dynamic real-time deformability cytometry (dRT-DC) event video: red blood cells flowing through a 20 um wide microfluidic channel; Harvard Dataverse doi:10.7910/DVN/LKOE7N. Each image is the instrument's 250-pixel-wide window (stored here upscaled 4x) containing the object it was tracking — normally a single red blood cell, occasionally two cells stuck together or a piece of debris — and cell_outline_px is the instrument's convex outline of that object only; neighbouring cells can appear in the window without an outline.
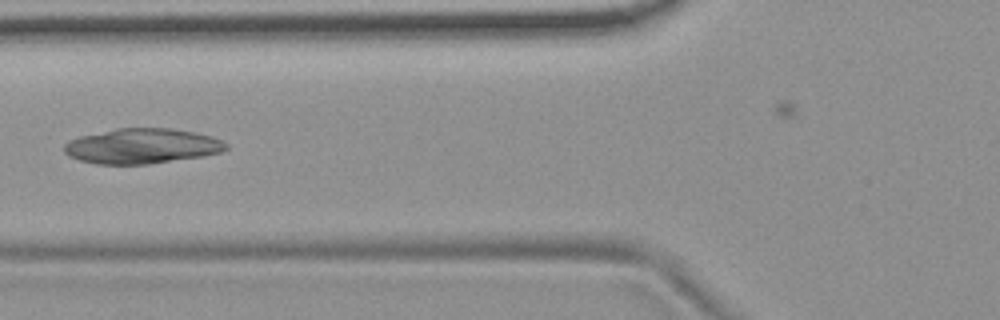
{"species": "common noctule bat (a hibernating species)", "species_latin": "Nyctalus noctula", "temperature_condition": "room temperature", "stored_images_in_passage": 5, "camera_frame_rate_fps": 3000, "um_per_image_px": 0.085, "animal": {"sex": "female", "body_mass_g": 19.9}, "frame": {"image": 1, "passage_image": 5, "time_ms": 4.667, "image_size_px": [1000, 320], "cell_outline_px": [[228, 148], [220, 152], [204, 156], [148, 164], [96, 164], [80, 160], [68, 156], [64, 152], [64, 144], [68, 140], [80, 136], [116, 128], [172, 128], [196, 132], [212, 136], [228, 144]], "centroid_in_image_um": [12.06, 12.41], "position_along_channel_um": 113.7, "area_um2": 33.29}}